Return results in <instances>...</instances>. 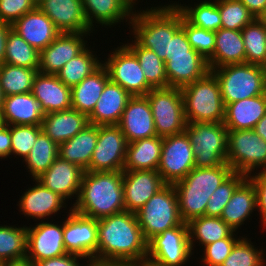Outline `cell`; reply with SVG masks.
Masks as SVG:
<instances>
[{"label":"cell","instance_id":"94428289","mask_svg":"<svg viewBox=\"0 0 266 266\" xmlns=\"http://www.w3.org/2000/svg\"><path fill=\"white\" fill-rule=\"evenodd\" d=\"M0 266H33V263L25 257L22 259L0 262Z\"/></svg>","mask_w":266,"mask_h":266},{"label":"cell","instance_id":"1f68e13d","mask_svg":"<svg viewBox=\"0 0 266 266\" xmlns=\"http://www.w3.org/2000/svg\"><path fill=\"white\" fill-rule=\"evenodd\" d=\"M109 80L108 71L102 64L79 84L71 87V108L89 116Z\"/></svg>","mask_w":266,"mask_h":266},{"label":"cell","instance_id":"8992f818","mask_svg":"<svg viewBox=\"0 0 266 266\" xmlns=\"http://www.w3.org/2000/svg\"><path fill=\"white\" fill-rule=\"evenodd\" d=\"M227 104L266 93V68L249 63L229 64L212 69Z\"/></svg>","mask_w":266,"mask_h":266},{"label":"cell","instance_id":"e0dca14e","mask_svg":"<svg viewBox=\"0 0 266 266\" xmlns=\"http://www.w3.org/2000/svg\"><path fill=\"white\" fill-rule=\"evenodd\" d=\"M90 34L86 32L60 33L40 51L38 72L56 75L67 62L89 46L86 38L88 39Z\"/></svg>","mask_w":266,"mask_h":266},{"label":"cell","instance_id":"11a10c76","mask_svg":"<svg viewBox=\"0 0 266 266\" xmlns=\"http://www.w3.org/2000/svg\"><path fill=\"white\" fill-rule=\"evenodd\" d=\"M197 52L190 45L185 30L181 27L171 38L170 55Z\"/></svg>","mask_w":266,"mask_h":266},{"label":"cell","instance_id":"6125c7cd","mask_svg":"<svg viewBox=\"0 0 266 266\" xmlns=\"http://www.w3.org/2000/svg\"><path fill=\"white\" fill-rule=\"evenodd\" d=\"M253 130L266 141V114L258 121Z\"/></svg>","mask_w":266,"mask_h":266},{"label":"cell","instance_id":"91938a15","mask_svg":"<svg viewBox=\"0 0 266 266\" xmlns=\"http://www.w3.org/2000/svg\"><path fill=\"white\" fill-rule=\"evenodd\" d=\"M87 266H140V263L135 262H105L91 260L87 262Z\"/></svg>","mask_w":266,"mask_h":266},{"label":"cell","instance_id":"03108f58","mask_svg":"<svg viewBox=\"0 0 266 266\" xmlns=\"http://www.w3.org/2000/svg\"><path fill=\"white\" fill-rule=\"evenodd\" d=\"M3 100H4V95L2 93V89H1V86H0V111L2 109Z\"/></svg>","mask_w":266,"mask_h":266},{"label":"cell","instance_id":"9a60e30c","mask_svg":"<svg viewBox=\"0 0 266 266\" xmlns=\"http://www.w3.org/2000/svg\"><path fill=\"white\" fill-rule=\"evenodd\" d=\"M64 220L63 241L67 253L98 261L97 219L86 217L69 207Z\"/></svg>","mask_w":266,"mask_h":266},{"label":"cell","instance_id":"ac0fdd59","mask_svg":"<svg viewBox=\"0 0 266 266\" xmlns=\"http://www.w3.org/2000/svg\"><path fill=\"white\" fill-rule=\"evenodd\" d=\"M166 184L154 170H123L125 210L136 213Z\"/></svg>","mask_w":266,"mask_h":266},{"label":"cell","instance_id":"7a4b0ae2","mask_svg":"<svg viewBox=\"0 0 266 266\" xmlns=\"http://www.w3.org/2000/svg\"><path fill=\"white\" fill-rule=\"evenodd\" d=\"M70 206L97 220L125 211L123 171H84L77 200Z\"/></svg>","mask_w":266,"mask_h":266},{"label":"cell","instance_id":"7c38bea8","mask_svg":"<svg viewBox=\"0 0 266 266\" xmlns=\"http://www.w3.org/2000/svg\"><path fill=\"white\" fill-rule=\"evenodd\" d=\"M194 152L185 132L163 138L157 172L165 184L174 185L182 180L194 166Z\"/></svg>","mask_w":266,"mask_h":266},{"label":"cell","instance_id":"f907efd6","mask_svg":"<svg viewBox=\"0 0 266 266\" xmlns=\"http://www.w3.org/2000/svg\"><path fill=\"white\" fill-rule=\"evenodd\" d=\"M238 232L234 231L229 237L220 239L214 243L207 244L203 247V255L200 258L203 266H221L231 253L235 244L243 237L237 236Z\"/></svg>","mask_w":266,"mask_h":266},{"label":"cell","instance_id":"6da1fadb","mask_svg":"<svg viewBox=\"0 0 266 266\" xmlns=\"http://www.w3.org/2000/svg\"><path fill=\"white\" fill-rule=\"evenodd\" d=\"M98 261L135 262L147 259L148 242L135 213L122 211L97 220Z\"/></svg>","mask_w":266,"mask_h":266},{"label":"cell","instance_id":"60d3db41","mask_svg":"<svg viewBox=\"0 0 266 266\" xmlns=\"http://www.w3.org/2000/svg\"><path fill=\"white\" fill-rule=\"evenodd\" d=\"M38 69L3 63L0 66V86L5 96L32 92L33 80Z\"/></svg>","mask_w":266,"mask_h":266},{"label":"cell","instance_id":"8fae6325","mask_svg":"<svg viewBox=\"0 0 266 266\" xmlns=\"http://www.w3.org/2000/svg\"><path fill=\"white\" fill-rule=\"evenodd\" d=\"M112 51L103 61L110 80L120 85L131 96H145L153 87L146 81L135 54L124 43Z\"/></svg>","mask_w":266,"mask_h":266},{"label":"cell","instance_id":"b9f144b4","mask_svg":"<svg viewBox=\"0 0 266 266\" xmlns=\"http://www.w3.org/2000/svg\"><path fill=\"white\" fill-rule=\"evenodd\" d=\"M241 34L245 46V63L266 68V25L258 18L247 24Z\"/></svg>","mask_w":266,"mask_h":266},{"label":"cell","instance_id":"5bb4252c","mask_svg":"<svg viewBox=\"0 0 266 266\" xmlns=\"http://www.w3.org/2000/svg\"><path fill=\"white\" fill-rule=\"evenodd\" d=\"M128 142L117 124L98 125V140L86 171H123Z\"/></svg>","mask_w":266,"mask_h":266},{"label":"cell","instance_id":"9f6ffc18","mask_svg":"<svg viewBox=\"0 0 266 266\" xmlns=\"http://www.w3.org/2000/svg\"><path fill=\"white\" fill-rule=\"evenodd\" d=\"M11 157V135L10 125L0 128V159Z\"/></svg>","mask_w":266,"mask_h":266},{"label":"cell","instance_id":"74e56055","mask_svg":"<svg viewBox=\"0 0 266 266\" xmlns=\"http://www.w3.org/2000/svg\"><path fill=\"white\" fill-rule=\"evenodd\" d=\"M125 45L135 54L146 81L153 88L168 87L165 62L152 50L142 47L135 39Z\"/></svg>","mask_w":266,"mask_h":266},{"label":"cell","instance_id":"603a6c76","mask_svg":"<svg viewBox=\"0 0 266 266\" xmlns=\"http://www.w3.org/2000/svg\"><path fill=\"white\" fill-rule=\"evenodd\" d=\"M83 173L84 170L79 166L58 156L37 180L47 189L58 193L68 203L70 199L71 202L74 198L77 200Z\"/></svg>","mask_w":266,"mask_h":266},{"label":"cell","instance_id":"e575fe53","mask_svg":"<svg viewBox=\"0 0 266 266\" xmlns=\"http://www.w3.org/2000/svg\"><path fill=\"white\" fill-rule=\"evenodd\" d=\"M163 138H144L128 143L123 170H158Z\"/></svg>","mask_w":266,"mask_h":266},{"label":"cell","instance_id":"83f0119b","mask_svg":"<svg viewBox=\"0 0 266 266\" xmlns=\"http://www.w3.org/2000/svg\"><path fill=\"white\" fill-rule=\"evenodd\" d=\"M1 113L5 125H41L46 115L32 92L5 96Z\"/></svg>","mask_w":266,"mask_h":266},{"label":"cell","instance_id":"9c48e42d","mask_svg":"<svg viewBox=\"0 0 266 266\" xmlns=\"http://www.w3.org/2000/svg\"><path fill=\"white\" fill-rule=\"evenodd\" d=\"M227 164L247 177L266 170V141L253 129L228 130Z\"/></svg>","mask_w":266,"mask_h":266},{"label":"cell","instance_id":"ffe728a7","mask_svg":"<svg viewBox=\"0 0 266 266\" xmlns=\"http://www.w3.org/2000/svg\"><path fill=\"white\" fill-rule=\"evenodd\" d=\"M138 2V0H82V6L86 21L95 32L96 24H100L101 28H111V26L113 28L125 20L128 21L126 24L130 25Z\"/></svg>","mask_w":266,"mask_h":266},{"label":"cell","instance_id":"7dc6e473","mask_svg":"<svg viewBox=\"0 0 266 266\" xmlns=\"http://www.w3.org/2000/svg\"><path fill=\"white\" fill-rule=\"evenodd\" d=\"M246 178L247 176L244 174L233 172L225 181H223L209 198L205 209V216L220 217L235 189Z\"/></svg>","mask_w":266,"mask_h":266},{"label":"cell","instance_id":"836d02e7","mask_svg":"<svg viewBox=\"0 0 266 266\" xmlns=\"http://www.w3.org/2000/svg\"><path fill=\"white\" fill-rule=\"evenodd\" d=\"M98 140V125L89 124L74 137L59 144L58 156L84 171L89 167Z\"/></svg>","mask_w":266,"mask_h":266},{"label":"cell","instance_id":"ab89813d","mask_svg":"<svg viewBox=\"0 0 266 266\" xmlns=\"http://www.w3.org/2000/svg\"><path fill=\"white\" fill-rule=\"evenodd\" d=\"M194 5L175 4L181 10L183 16L194 26L205 30L217 31L221 28V16L218 9V0H198ZM184 5V6H183Z\"/></svg>","mask_w":266,"mask_h":266},{"label":"cell","instance_id":"4fadbf2b","mask_svg":"<svg viewBox=\"0 0 266 266\" xmlns=\"http://www.w3.org/2000/svg\"><path fill=\"white\" fill-rule=\"evenodd\" d=\"M193 255L187 223L165 230L148 242L147 259L163 266H184Z\"/></svg>","mask_w":266,"mask_h":266},{"label":"cell","instance_id":"be15d7a7","mask_svg":"<svg viewBox=\"0 0 266 266\" xmlns=\"http://www.w3.org/2000/svg\"><path fill=\"white\" fill-rule=\"evenodd\" d=\"M140 266H163V265H160L152 260L145 259L143 262L140 263Z\"/></svg>","mask_w":266,"mask_h":266},{"label":"cell","instance_id":"e7e4bbea","mask_svg":"<svg viewBox=\"0 0 266 266\" xmlns=\"http://www.w3.org/2000/svg\"><path fill=\"white\" fill-rule=\"evenodd\" d=\"M263 24L266 25V8L264 10V12L259 16L258 18Z\"/></svg>","mask_w":266,"mask_h":266},{"label":"cell","instance_id":"8d00e7d4","mask_svg":"<svg viewBox=\"0 0 266 266\" xmlns=\"http://www.w3.org/2000/svg\"><path fill=\"white\" fill-rule=\"evenodd\" d=\"M58 149L59 145L43 131L38 134L29 155L22 161L33 179L48 170L58 157Z\"/></svg>","mask_w":266,"mask_h":266},{"label":"cell","instance_id":"f5cc1de1","mask_svg":"<svg viewBox=\"0 0 266 266\" xmlns=\"http://www.w3.org/2000/svg\"><path fill=\"white\" fill-rule=\"evenodd\" d=\"M255 186L257 194V211L262 227L266 229V170L258 171L247 177Z\"/></svg>","mask_w":266,"mask_h":266},{"label":"cell","instance_id":"681fc988","mask_svg":"<svg viewBox=\"0 0 266 266\" xmlns=\"http://www.w3.org/2000/svg\"><path fill=\"white\" fill-rule=\"evenodd\" d=\"M182 28L192 48L208 60L215 48V31L192 25L182 14Z\"/></svg>","mask_w":266,"mask_h":266},{"label":"cell","instance_id":"d590c367","mask_svg":"<svg viewBox=\"0 0 266 266\" xmlns=\"http://www.w3.org/2000/svg\"><path fill=\"white\" fill-rule=\"evenodd\" d=\"M189 243L192 253L196 243L202 248L207 244L229 237L235 230L226 224L220 217L201 216L187 223ZM196 242V243H195Z\"/></svg>","mask_w":266,"mask_h":266},{"label":"cell","instance_id":"3957f363","mask_svg":"<svg viewBox=\"0 0 266 266\" xmlns=\"http://www.w3.org/2000/svg\"><path fill=\"white\" fill-rule=\"evenodd\" d=\"M175 2L137 12L135 9L129 25L132 38L154 51L165 63L170 60L171 38L182 27V12Z\"/></svg>","mask_w":266,"mask_h":266},{"label":"cell","instance_id":"484cf974","mask_svg":"<svg viewBox=\"0 0 266 266\" xmlns=\"http://www.w3.org/2000/svg\"><path fill=\"white\" fill-rule=\"evenodd\" d=\"M32 94L45 114L71 108V87L66 86L56 75L38 72L33 80Z\"/></svg>","mask_w":266,"mask_h":266},{"label":"cell","instance_id":"bcb514c9","mask_svg":"<svg viewBox=\"0 0 266 266\" xmlns=\"http://www.w3.org/2000/svg\"><path fill=\"white\" fill-rule=\"evenodd\" d=\"M221 28L241 31L255 16L240 0H218Z\"/></svg>","mask_w":266,"mask_h":266},{"label":"cell","instance_id":"a7ac6f4b","mask_svg":"<svg viewBox=\"0 0 266 266\" xmlns=\"http://www.w3.org/2000/svg\"><path fill=\"white\" fill-rule=\"evenodd\" d=\"M36 6L40 4L43 0H31Z\"/></svg>","mask_w":266,"mask_h":266},{"label":"cell","instance_id":"2e32d148","mask_svg":"<svg viewBox=\"0 0 266 266\" xmlns=\"http://www.w3.org/2000/svg\"><path fill=\"white\" fill-rule=\"evenodd\" d=\"M40 221L27 226V258L39 262L67 254L63 241L64 221Z\"/></svg>","mask_w":266,"mask_h":266},{"label":"cell","instance_id":"4316f807","mask_svg":"<svg viewBox=\"0 0 266 266\" xmlns=\"http://www.w3.org/2000/svg\"><path fill=\"white\" fill-rule=\"evenodd\" d=\"M131 97L132 96L120 85L109 80L94 110L88 116L89 124H118L127 102Z\"/></svg>","mask_w":266,"mask_h":266},{"label":"cell","instance_id":"f546056e","mask_svg":"<svg viewBox=\"0 0 266 266\" xmlns=\"http://www.w3.org/2000/svg\"><path fill=\"white\" fill-rule=\"evenodd\" d=\"M87 125H89L88 116L70 108L46 114L41 129L59 145L74 137Z\"/></svg>","mask_w":266,"mask_h":266},{"label":"cell","instance_id":"7bdbcfd3","mask_svg":"<svg viewBox=\"0 0 266 266\" xmlns=\"http://www.w3.org/2000/svg\"><path fill=\"white\" fill-rule=\"evenodd\" d=\"M27 256V226L0 225V262Z\"/></svg>","mask_w":266,"mask_h":266},{"label":"cell","instance_id":"5b68a950","mask_svg":"<svg viewBox=\"0 0 266 266\" xmlns=\"http://www.w3.org/2000/svg\"><path fill=\"white\" fill-rule=\"evenodd\" d=\"M184 115L187 123H223L225 105L221 87L210 71L205 77L181 88Z\"/></svg>","mask_w":266,"mask_h":266},{"label":"cell","instance_id":"6f0895ef","mask_svg":"<svg viewBox=\"0 0 266 266\" xmlns=\"http://www.w3.org/2000/svg\"><path fill=\"white\" fill-rule=\"evenodd\" d=\"M12 25L0 20V66L5 61V48Z\"/></svg>","mask_w":266,"mask_h":266},{"label":"cell","instance_id":"30bf717a","mask_svg":"<svg viewBox=\"0 0 266 266\" xmlns=\"http://www.w3.org/2000/svg\"><path fill=\"white\" fill-rule=\"evenodd\" d=\"M149 100L157 136L167 137L183 133L187 125L181 88H152Z\"/></svg>","mask_w":266,"mask_h":266},{"label":"cell","instance_id":"f6af8a7d","mask_svg":"<svg viewBox=\"0 0 266 266\" xmlns=\"http://www.w3.org/2000/svg\"><path fill=\"white\" fill-rule=\"evenodd\" d=\"M247 236H243L233 247L221 266H265V249H258ZM264 250V251H263Z\"/></svg>","mask_w":266,"mask_h":266},{"label":"cell","instance_id":"d6a6232c","mask_svg":"<svg viewBox=\"0 0 266 266\" xmlns=\"http://www.w3.org/2000/svg\"><path fill=\"white\" fill-rule=\"evenodd\" d=\"M245 56L241 31L220 28L215 32L214 52L207 60L210 71L229 64L245 63Z\"/></svg>","mask_w":266,"mask_h":266},{"label":"cell","instance_id":"003e7915","mask_svg":"<svg viewBox=\"0 0 266 266\" xmlns=\"http://www.w3.org/2000/svg\"><path fill=\"white\" fill-rule=\"evenodd\" d=\"M5 124H4V121H3V116H2V113L0 111V128L3 127Z\"/></svg>","mask_w":266,"mask_h":266},{"label":"cell","instance_id":"ba28073f","mask_svg":"<svg viewBox=\"0 0 266 266\" xmlns=\"http://www.w3.org/2000/svg\"><path fill=\"white\" fill-rule=\"evenodd\" d=\"M135 214L147 242L165 230L183 223L174 185L166 184Z\"/></svg>","mask_w":266,"mask_h":266},{"label":"cell","instance_id":"d4e9b609","mask_svg":"<svg viewBox=\"0 0 266 266\" xmlns=\"http://www.w3.org/2000/svg\"><path fill=\"white\" fill-rule=\"evenodd\" d=\"M165 68L168 87L177 88L193 83L210 72L208 61L198 52L172 54Z\"/></svg>","mask_w":266,"mask_h":266},{"label":"cell","instance_id":"52a82bcc","mask_svg":"<svg viewBox=\"0 0 266 266\" xmlns=\"http://www.w3.org/2000/svg\"><path fill=\"white\" fill-rule=\"evenodd\" d=\"M184 132L192 145L195 167L213 168L227 164L228 129L224 123H187Z\"/></svg>","mask_w":266,"mask_h":266},{"label":"cell","instance_id":"db71d44e","mask_svg":"<svg viewBox=\"0 0 266 266\" xmlns=\"http://www.w3.org/2000/svg\"><path fill=\"white\" fill-rule=\"evenodd\" d=\"M81 260H83L85 263V258L75 254L67 253L65 255H61L51 259H45L39 262H34L33 266H87V263L84 264L82 262L81 264V262H79Z\"/></svg>","mask_w":266,"mask_h":266},{"label":"cell","instance_id":"680465c9","mask_svg":"<svg viewBox=\"0 0 266 266\" xmlns=\"http://www.w3.org/2000/svg\"><path fill=\"white\" fill-rule=\"evenodd\" d=\"M247 9L255 16H259L264 12L266 8V0H240Z\"/></svg>","mask_w":266,"mask_h":266},{"label":"cell","instance_id":"cb8c5ba5","mask_svg":"<svg viewBox=\"0 0 266 266\" xmlns=\"http://www.w3.org/2000/svg\"><path fill=\"white\" fill-rule=\"evenodd\" d=\"M12 29L39 52L60 34L53 21L37 6L16 20Z\"/></svg>","mask_w":266,"mask_h":266},{"label":"cell","instance_id":"4dcf8cb0","mask_svg":"<svg viewBox=\"0 0 266 266\" xmlns=\"http://www.w3.org/2000/svg\"><path fill=\"white\" fill-rule=\"evenodd\" d=\"M266 114V93L225 106L224 125L228 130L253 129Z\"/></svg>","mask_w":266,"mask_h":266},{"label":"cell","instance_id":"44dd1931","mask_svg":"<svg viewBox=\"0 0 266 266\" xmlns=\"http://www.w3.org/2000/svg\"><path fill=\"white\" fill-rule=\"evenodd\" d=\"M117 125L128 143L157 136L150 103L146 96H132Z\"/></svg>","mask_w":266,"mask_h":266},{"label":"cell","instance_id":"d6986e66","mask_svg":"<svg viewBox=\"0 0 266 266\" xmlns=\"http://www.w3.org/2000/svg\"><path fill=\"white\" fill-rule=\"evenodd\" d=\"M35 183L33 186L28 187L19 198L18 208L21 215L26 216V219L32 218L35 221H45L67 208L66 200L58 193L52 192L47 189L37 179L32 180ZM30 217V218H29Z\"/></svg>","mask_w":266,"mask_h":266},{"label":"cell","instance_id":"7402d4cb","mask_svg":"<svg viewBox=\"0 0 266 266\" xmlns=\"http://www.w3.org/2000/svg\"><path fill=\"white\" fill-rule=\"evenodd\" d=\"M37 7L60 33H94L86 21L82 0H43Z\"/></svg>","mask_w":266,"mask_h":266},{"label":"cell","instance_id":"f1b7e54d","mask_svg":"<svg viewBox=\"0 0 266 266\" xmlns=\"http://www.w3.org/2000/svg\"><path fill=\"white\" fill-rule=\"evenodd\" d=\"M257 210V194L254 184L246 178L234 191L220 218L235 231L241 229Z\"/></svg>","mask_w":266,"mask_h":266},{"label":"cell","instance_id":"f35d334b","mask_svg":"<svg viewBox=\"0 0 266 266\" xmlns=\"http://www.w3.org/2000/svg\"><path fill=\"white\" fill-rule=\"evenodd\" d=\"M91 49V45L75 58L67 62L56 74L60 81L66 86L73 87L84 78L92 74L102 64L103 60ZM101 60V61H100Z\"/></svg>","mask_w":266,"mask_h":266},{"label":"cell","instance_id":"ee69618b","mask_svg":"<svg viewBox=\"0 0 266 266\" xmlns=\"http://www.w3.org/2000/svg\"><path fill=\"white\" fill-rule=\"evenodd\" d=\"M40 52L29 45L17 32L13 29L8 34V40L5 48L4 63L38 69Z\"/></svg>","mask_w":266,"mask_h":266},{"label":"cell","instance_id":"277c9868","mask_svg":"<svg viewBox=\"0 0 266 266\" xmlns=\"http://www.w3.org/2000/svg\"><path fill=\"white\" fill-rule=\"evenodd\" d=\"M233 173L228 164L213 168L194 167L182 180L174 184L179 214L184 223L205 215L213 192Z\"/></svg>","mask_w":266,"mask_h":266},{"label":"cell","instance_id":"c3c4849f","mask_svg":"<svg viewBox=\"0 0 266 266\" xmlns=\"http://www.w3.org/2000/svg\"><path fill=\"white\" fill-rule=\"evenodd\" d=\"M41 131V125H10L11 158L25 159Z\"/></svg>","mask_w":266,"mask_h":266},{"label":"cell","instance_id":"816d5d0a","mask_svg":"<svg viewBox=\"0 0 266 266\" xmlns=\"http://www.w3.org/2000/svg\"><path fill=\"white\" fill-rule=\"evenodd\" d=\"M35 7L31 0H0V20L12 25Z\"/></svg>","mask_w":266,"mask_h":266}]
</instances>
